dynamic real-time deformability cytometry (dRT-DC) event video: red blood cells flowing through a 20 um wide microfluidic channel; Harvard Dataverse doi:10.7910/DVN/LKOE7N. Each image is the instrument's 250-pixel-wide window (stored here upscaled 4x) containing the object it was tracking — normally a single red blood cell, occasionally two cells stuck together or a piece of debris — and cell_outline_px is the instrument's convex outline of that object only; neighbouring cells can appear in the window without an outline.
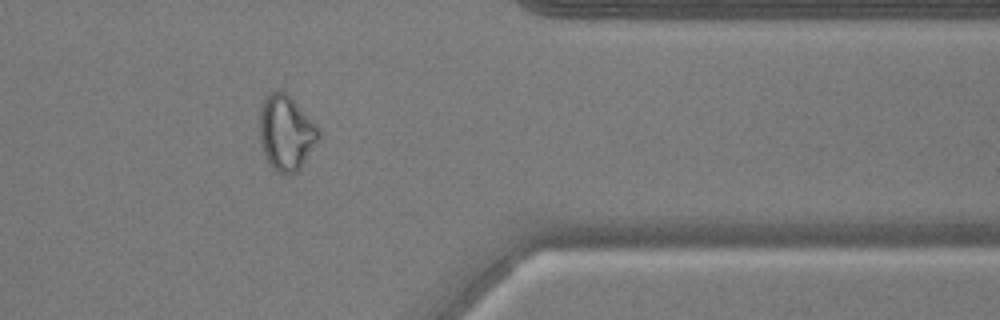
{"species": "common noctule bat (a hibernating species)", "species_latin": "Nyctalus noctula", "temperature_condition": "warm", "stored_images_in_passage": 51, "camera_frame_rate_fps": 3000, "um_per_image_px": 0.085, "animal": {"sex": "male", "body_mass_g": 17.9, "forearm_length_mm": 54.2}, "frame": {"image": 1, "passage_image": 44, "time_ms": 14.333, "image_size_px": [1000, 320], "cell_outline_px": [[320, 136], [300, 168], [296, 172], [288, 176], [276, 172], [268, 160], [264, 152], [260, 140], [260, 108], [264, 96], [268, 92], [284, 92], [316, 124], [320, 132]], "centroid_in_image_um": [24.3, 11.3], "position_along_channel_um": 387.1, "area_um2": 25.37}, "authors_computed_cell_mechanics": {"area_um2": 25.3742, "velocity_mm_per_s": 3.7967, "shape_relaxation_time_tau1_ms": null, "shape_relaxation_time_tau2_ms": 1.8977, "deformation_change_tau1": null, "deformation_change_tau2": 0.0851}}